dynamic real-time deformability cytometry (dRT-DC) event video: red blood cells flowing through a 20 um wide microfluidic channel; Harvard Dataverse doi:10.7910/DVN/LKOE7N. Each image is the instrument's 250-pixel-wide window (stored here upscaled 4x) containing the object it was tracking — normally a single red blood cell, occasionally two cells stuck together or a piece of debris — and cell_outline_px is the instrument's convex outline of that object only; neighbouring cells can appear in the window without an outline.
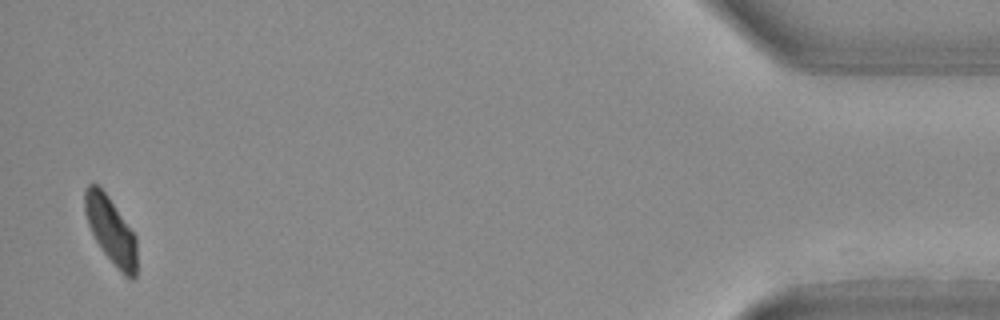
{"species": "Egyptian fruit bat (a non-hibernating species)", "species_latin": "Rousettus aegyptiacus", "temperature_condition": "warm", "stored_images_in_passage": 32, "camera_frame_rate_fps": 3000, "um_per_image_px": 0.085, "animal": {"sex": "female"}, "frame": {"image": 1, "passage_image": 32, "time_ms": 10.333, "image_size_px": [1000, 320], "cell_outline_px": [[136, 276], [132, 280], [124, 276], [116, 268], [100, 248], [88, 224], [84, 212], [84, 192], [88, 184], [96, 184], [108, 196], [136, 236]], "centroid_in_image_um": [9.42, 19.61], "position_along_channel_um": 425.8, "area_um2": 20.17}}